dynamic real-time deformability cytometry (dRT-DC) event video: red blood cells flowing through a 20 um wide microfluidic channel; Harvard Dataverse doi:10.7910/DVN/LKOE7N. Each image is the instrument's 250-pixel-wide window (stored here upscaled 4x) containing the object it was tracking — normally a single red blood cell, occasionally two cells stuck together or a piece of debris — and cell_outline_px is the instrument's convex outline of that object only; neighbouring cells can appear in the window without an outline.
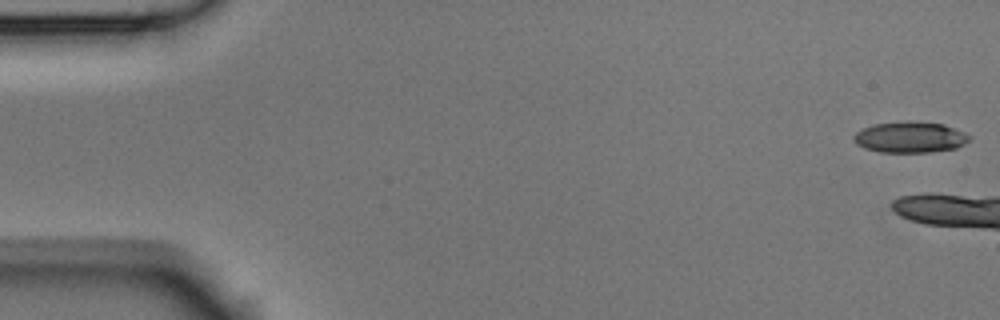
{"species": "Egyptian fruit bat (a non-hibernating species)", "species_latin": "Rousettus aegyptiacus", "temperature_condition": "room temperature", "stored_images_in_passage": 8, "camera_frame_rate_fps": 3000, "um_per_image_px": 0.085, "animal": {"sex": "male"}, "frame": {"image": 1, "passage_image": 1, "time_ms": 0.0, "image_size_px": [1000, 320], "cell_outline_px": [[972, 136], [964, 144], [956, 148], [932, 152], [880, 152], [864, 148], [856, 144], [852, 140], [852, 136], [856, 132], [872, 124], [904, 120], [916, 120], [944, 124], [964, 132]], "centroid_in_image_um": [77.34, 11.64], "position_along_channel_um": 7.7, "area_um2": 21.33}}
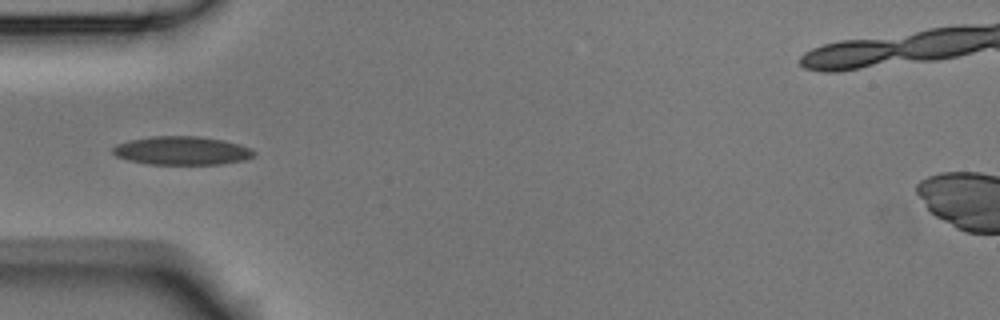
{"frame": {"image": 2, "passage_image": 7, "time_ms": 2.0, "image_size_px": [1000, 320], "cell_outline_px": [[256, 156], [244, 160], [224, 164], [148, 164], [128, 160], [116, 156], [112, 152], [112, 148], [116, 144], [128, 140], [152, 136], [200, 136], [224, 140], [252, 148], [256, 152]], "centroid_in_image_um": [15.48, 12.8], "position_along_channel_um": 69.5, "area_um2": 23.7}}
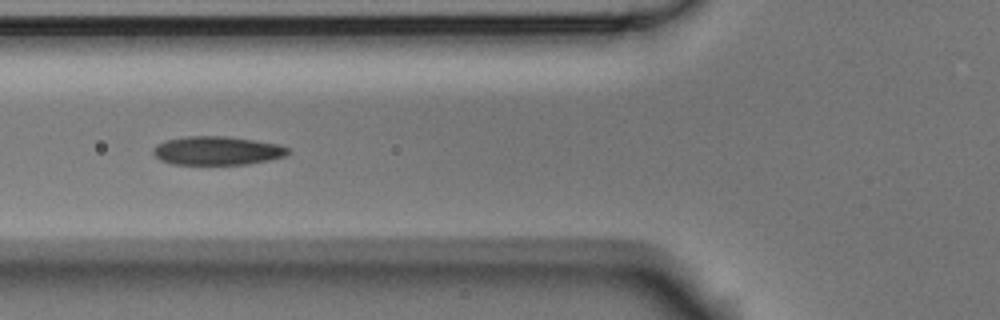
{"frame": {"image": 3, "passage_image": 8, "time_ms": 2.333, "image_size_px": [1000, 320], "cell_outline_px": [[288, 152], [284, 156], [268, 160], [248, 164], [172, 164], [160, 160], [152, 152], [152, 148], [156, 144], [168, 140], [188, 136], [228, 136], [280, 144], [288, 148]], "centroid_in_image_um": [18.44, 12.8], "position_along_channel_um": 107.4, "area_um2": 22.43}}